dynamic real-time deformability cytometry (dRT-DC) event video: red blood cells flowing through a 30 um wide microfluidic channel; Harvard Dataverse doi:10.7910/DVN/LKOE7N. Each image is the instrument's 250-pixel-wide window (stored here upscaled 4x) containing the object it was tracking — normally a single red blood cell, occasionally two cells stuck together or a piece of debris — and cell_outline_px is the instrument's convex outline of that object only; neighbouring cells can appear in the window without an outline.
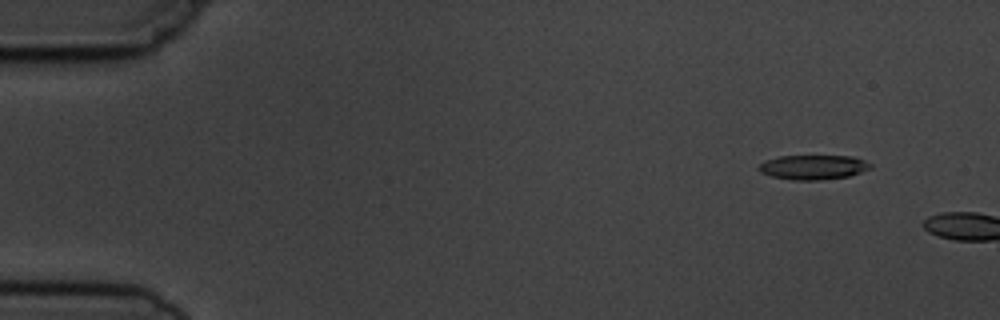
{"species": "common noctule bat (a hibernating species)", "species_latin": "Nyctalus noctula", "temperature_condition": "cold", "stored_images_in_passage": 3, "camera_frame_rate_fps": 3000, "um_per_image_px": 0.085, "animal": {"sex": "male", "body_mass_g": 19.5, "forearm_length_mm": 54.6}, "frame": {"image": 1, "passage_image": 2, "time_ms": 1.0, "image_size_px": [1000, 320], "cell_outline_px": [[872, 168], [848, 176], [820, 180], [792, 180], [772, 176], [760, 172], [760, 164], [764, 160], [780, 156], [852, 156], [864, 160], [872, 164]], "centroid_in_image_um": [69.14, 14.21], "position_along_channel_um": 15.9, "area_um2": 15.9}}